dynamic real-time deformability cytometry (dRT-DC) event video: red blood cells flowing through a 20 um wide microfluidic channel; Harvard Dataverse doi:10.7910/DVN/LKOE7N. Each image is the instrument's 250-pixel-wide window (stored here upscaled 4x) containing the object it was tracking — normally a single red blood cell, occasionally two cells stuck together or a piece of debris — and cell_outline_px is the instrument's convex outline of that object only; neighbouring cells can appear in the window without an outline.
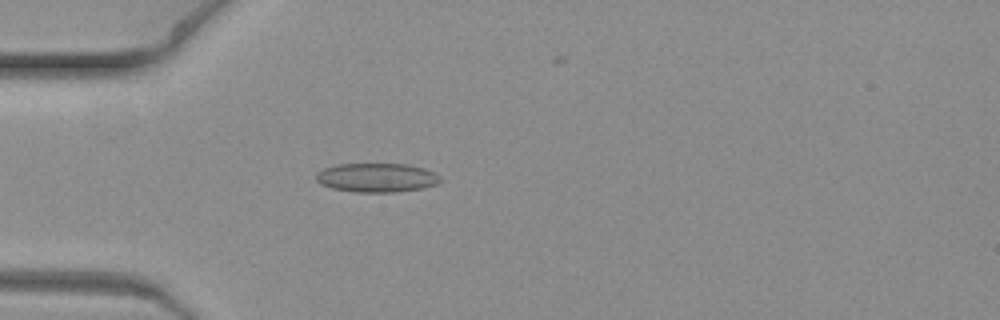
{"species": "common noctule bat (a hibernating species)", "species_latin": "Nyctalus noctula", "temperature_condition": "warm", "stored_images_in_passage": 7, "camera_frame_rate_fps": 3000, "um_per_image_px": 0.085, "animal": {"sex": "female", "body_mass_g": 19.3, "forearm_length_mm": 54.1}, "frame": {"image": 1, "passage_image": 3, "time_ms": 0.667, "image_size_px": [1000, 320], "cell_outline_px": [[440, 180], [436, 184], [420, 188], [396, 192], [356, 192], [332, 188], [320, 184], [316, 180], [316, 172], [324, 168], [336, 164], [408, 164], [424, 168], [440, 176]], "centroid_in_image_um": [31.98, 15.09], "position_along_channel_um": 53.0, "area_um2": 20.92}}
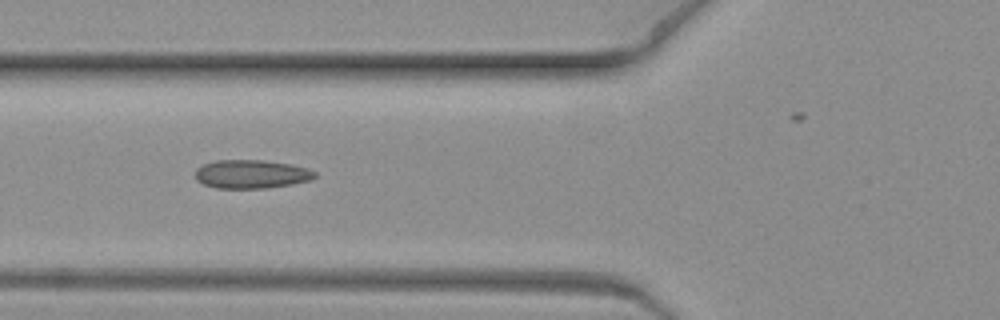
{"frame": {"image": 2, "passage_image": 5, "time_ms": 1.333, "image_size_px": [1000, 320], "cell_outline_px": [[316, 176], [312, 180], [292, 184], [268, 188], [216, 188], [204, 184], [196, 180], [196, 168], [204, 164], [216, 160], [264, 160], [292, 164], [308, 168], [316, 172]], "centroid_in_image_um": [21.4, 14.8], "position_along_channel_um": 104.4, "area_um2": 20.06}}